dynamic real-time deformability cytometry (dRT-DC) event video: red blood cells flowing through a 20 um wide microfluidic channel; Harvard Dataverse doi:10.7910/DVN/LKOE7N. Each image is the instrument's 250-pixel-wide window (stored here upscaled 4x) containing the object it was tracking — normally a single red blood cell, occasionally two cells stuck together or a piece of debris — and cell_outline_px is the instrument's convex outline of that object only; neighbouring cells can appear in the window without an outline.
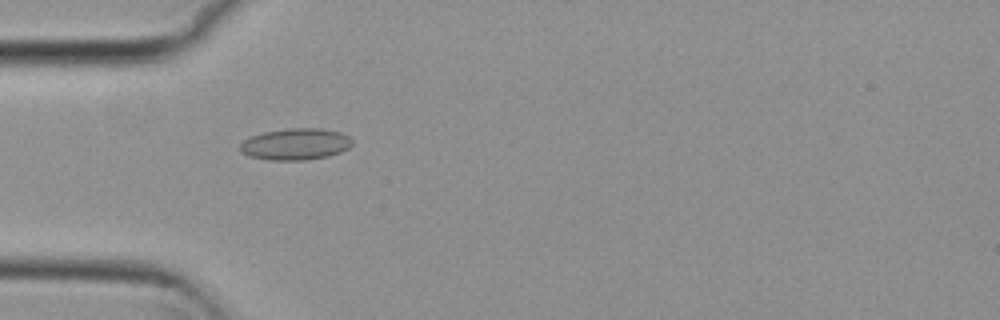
{"species": "common noctule bat (a hibernating species)", "species_latin": "Nyctalus noctula", "temperature_condition": "cold", "stored_images_in_passage": 3, "camera_frame_rate_fps": 3000, "um_per_image_px": 0.085, "animal": {"sex": "female", "body_mass_g": 29.2, "forearm_length_mm": 56.3}, "frame": {"image": 1, "passage_image": 2, "time_ms": 0.333, "image_size_px": [1000, 320], "cell_outline_px": [[352, 144], [348, 148], [340, 152], [328, 156], [304, 160], [268, 160], [248, 156], [240, 152], [240, 144], [244, 140], [252, 136], [264, 132], [288, 128], [320, 128], [340, 132], [348, 136], [352, 140]], "centroid_in_image_um": [25.11, 12.25], "position_along_channel_um": 59.9, "area_um2": 20.63}}
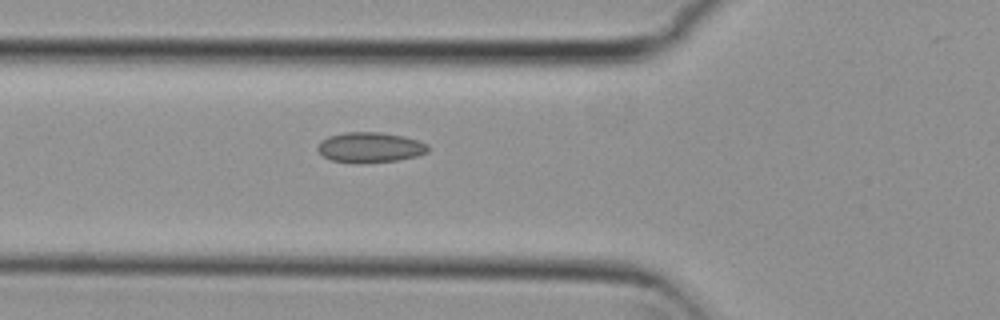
{"frame": {"image": 2, "passage_image": 3, "time_ms": 0.667, "image_size_px": [1000, 320], "cell_outline_px": [[428, 152], [416, 156], [396, 160], [332, 160], [324, 156], [316, 148], [320, 140], [328, 136], [344, 132], [380, 132], [404, 136], [428, 144]], "centroid_in_image_um": [31.46, 12.46], "position_along_channel_um": 94.3, "area_um2": 18.61}}